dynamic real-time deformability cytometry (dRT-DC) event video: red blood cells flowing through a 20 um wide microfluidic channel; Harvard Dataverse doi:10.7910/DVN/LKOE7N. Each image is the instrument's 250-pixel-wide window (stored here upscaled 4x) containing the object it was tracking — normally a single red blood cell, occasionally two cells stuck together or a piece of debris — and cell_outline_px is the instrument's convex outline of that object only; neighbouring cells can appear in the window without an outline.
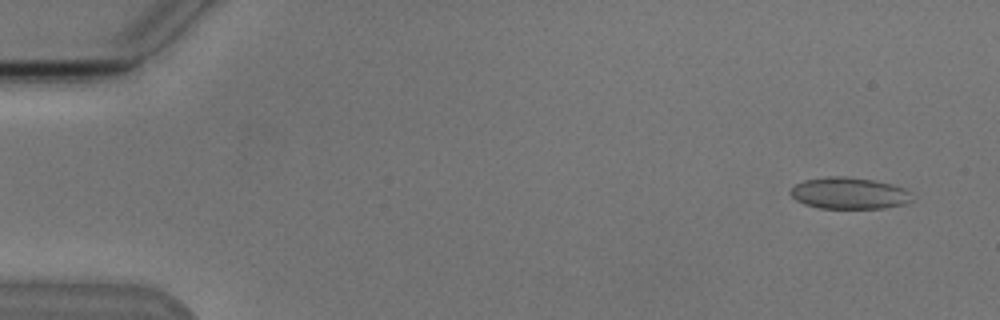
{"species": "Egyptian fruit bat (a non-hibernating species)", "species_latin": "Rousettus aegyptiacus", "temperature_condition": "cold", "stored_images_in_passage": 6, "camera_frame_rate_fps": 3000, "um_per_image_px": 0.085, "animal": {"sex": "male"}, "frame": {"image": 1, "passage_image": 1, "time_ms": 0.0, "image_size_px": [1000, 320], "cell_outline_px": [[916, 200], [904, 204], [884, 208], [820, 208], [804, 204], [796, 200], [788, 192], [796, 184], [804, 180], [828, 176], [844, 176], [872, 180], [892, 184], [904, 188]], "centroid_in_image_um": [72.18, 16.43], "position_along_channel_um": 12.8, "area_um2": 22.43}}